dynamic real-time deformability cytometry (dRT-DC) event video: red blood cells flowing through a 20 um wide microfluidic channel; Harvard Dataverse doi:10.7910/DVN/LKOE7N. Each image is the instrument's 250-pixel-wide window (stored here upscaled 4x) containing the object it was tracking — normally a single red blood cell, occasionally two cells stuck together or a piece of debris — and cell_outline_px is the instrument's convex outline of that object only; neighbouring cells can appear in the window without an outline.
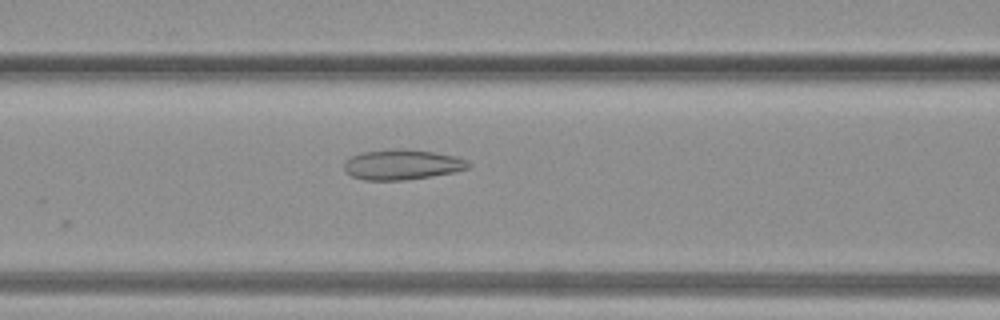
{"species": "common noctule bat (a hibernating species)", "species_latin": "Nyctalus noctula", "temperature_condition": "warm", "stored_images_in_passage": 33, "camera_frame_rate_fps": 3000, "um_per_image_px": 0.085, "animal": {"sex": "female", "body_mass_g": 19.3, "forearm_length_mm": 54.1}, "frame": {"image": 1, "passage_image": 11, "time_ms": 3.333, "image_size_px": [1000, 320], "cell_outline_px": [[472, 168], [432, 176], [404, 180], [364, 180], [352, 176], [344, 168], [344, 164], [352, 156], [360, 152], [396, 148], [432, 152], [456, 156], [468, 160], [472, 164]], "centroid_in_image_um": [34.23, 13.99], "position_along_channel_um": 132.4, "area_um2": 21.85}}
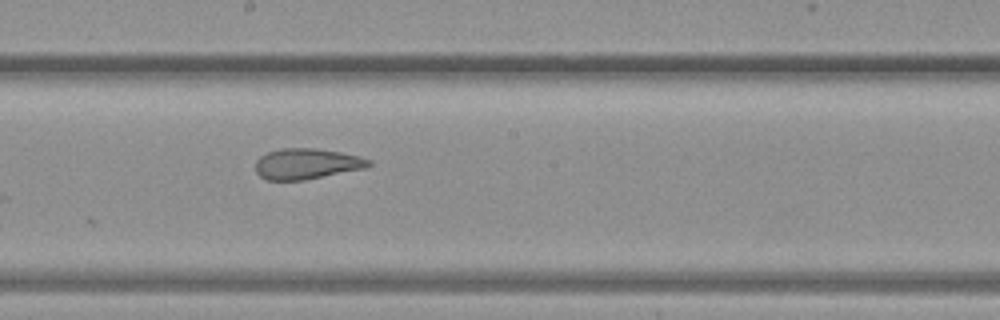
{"frame": {"image": 2, "passage_image": 16, "time_ms": 5.0, "image_size_px": [1000, 320], "cell_outline_px": [[372, 164], [364, 168], [304, 180], [268, 180], [260, 176], [256, 172], [256, 160], [260, 156], [268, 152], [280, 148], [316, 148], [340, 152], [360, 156], [372, 160]], "centroid_in_image_um": [26.06, 13.91], "position_along_channel_um": 222.1, "area_um2": 20.23}}
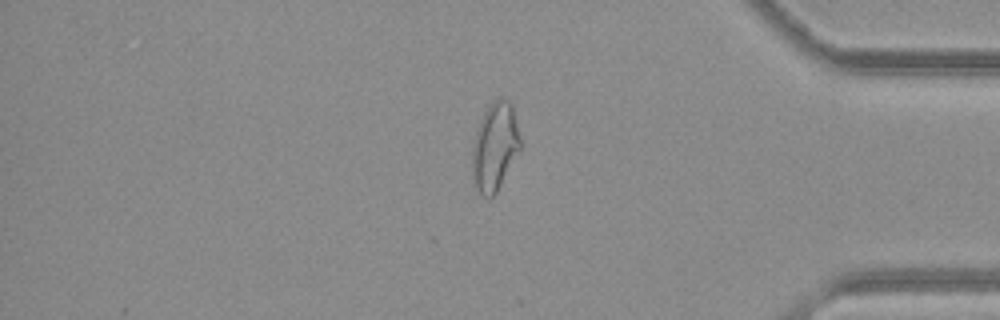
{"frame": {"image": 3, "passage_image": 27, "time_ms": 8.667, "image_size_px": [1000, 320], "cell_outline_px": [[520, 148], [496, 192], [488, 200], [476, 188], [472, 180], [472, 144], [480, 120], [484, 112], [492, 100], [500, 96], [508, 100], [512, 104], [520, 140]], "centroid_in_image_um": [42.03, 12.44], "position_along_channel_um": 393.2, "area_um2": 24.51}}